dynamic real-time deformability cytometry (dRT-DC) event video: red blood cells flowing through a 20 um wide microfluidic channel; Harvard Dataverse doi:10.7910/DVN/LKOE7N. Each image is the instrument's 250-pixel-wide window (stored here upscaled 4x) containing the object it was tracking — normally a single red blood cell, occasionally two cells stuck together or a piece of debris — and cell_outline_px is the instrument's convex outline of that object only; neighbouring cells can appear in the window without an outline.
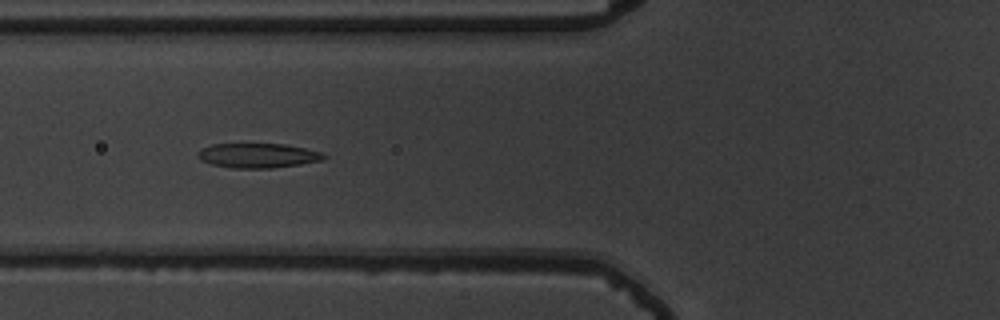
{"species": "common noctule bat (a hibernating species)", "species_latin": "Nyctalus noctula", "temperature_condition": "warm", "stored_images_in_passage": 55, "camera_frame_rate_fps": 3000, "um_per_image_px": 0.085, "animal": {"sex": "male", "body_mass_g": 19.5, "forearm_length_mm": 54.6}, "frame": {"image": 1, "passage_image": 22, "time_ms": 7.0, "image_size_px": [1000, 320], "cell_outline_px": [[328, 156], [320, 160], [300, 164], [272, 168], [232, 168], [212, 164], [200, 160], [196, 156], [204, 148], [212, 144], [284, 144], [304, 148], [320, 152]], "centroid_in_image_um": [21.91, 13.22], "position_along_channel_um": 103.9, "area_um2": 17.8}}
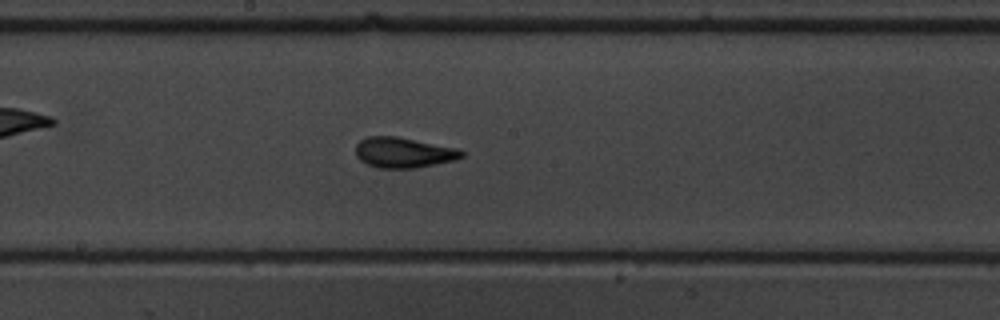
{"frame": {"image": 2, "passage_image": 31, "time_ms": 10.0, "image_size_px": [1000, 320], "cell_outline_px": [[464, 156], [456, 160], [416, 168], [380, 168], [368, 164], [360, 160], [356, 156], [356, 144], [360, 140], [368, 136], [396, 136], [456, 148], [464, 152]], "centroid_in_image_um": [34.29, 12.97], "position_along_channel_um": 213.9, "area_um2": 18.73}}
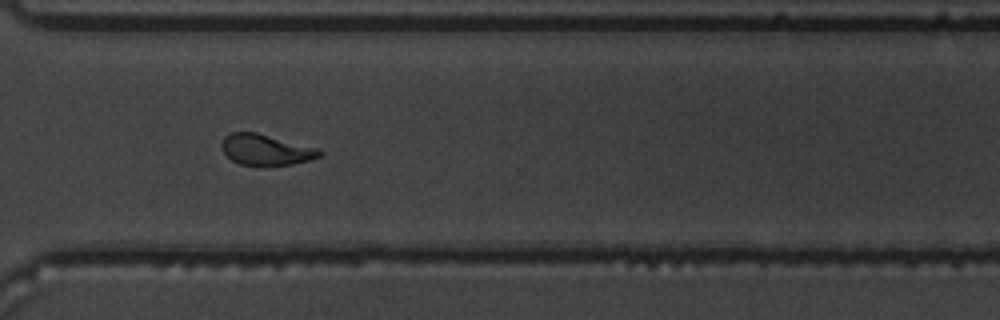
{"frame": {"image": 3, "passage_image": 42, "time_ms": 13.667, "image_size_px": [1000, 320], "cell_outline_px": [[324, 152], [320, 156], [308, 160], [292, 164], [240, 164], [232, 160], [220, 148], [220, 144], [224, 136], [232, 132], [256, 132], [320, 148]], "centroid_in_image_um": [22.6, 12.69], "position_along_channel_um": 348.0, "area_um2": 17.46}}